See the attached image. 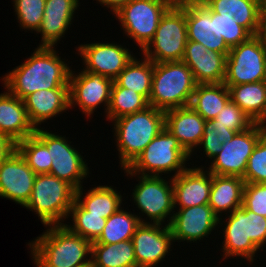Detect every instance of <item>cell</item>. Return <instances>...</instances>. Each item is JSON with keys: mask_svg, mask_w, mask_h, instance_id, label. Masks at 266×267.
I'll return each instance as SVG.
<instances>
[{"mask_svg": "<svg viewBox=\"0 0 266 267\" xmlns=\"http://www.w3.org/2000/svg\"><path fill=\"white\" fill-rule=\"evenodd\" d=\"M45 227L42 234L27 243L36 267L91 266L92 242L64 224Z\"/></svg>", "mask_w": 266, "mask_h": 267, "instance_id": "obj_2", "label": "cell"}, {"mask_svg": "<svg viewBox=\"0 0 266 267\" xmlns=\"http://www.w3.org/2000/svg\"><path fill=\"white\" fill-rule=\"evenodd\" d=\"M15 149V144L8 138L0 135V165Z\"/></svg>", "mask_w": 266, "mask_h": 267, "instance_id": "obj_44", "label": "cell"}, {"mask_svg": "<svg viewBox=\"0 0 266 267\" xmlns=\"http://www.w3.org/2000/svg\"><path fill=\"white\" fill-rule=\"evenodd\" d=\"M131 0H96V2L100 3V6H104L105 8L110 9L113 15L116 14L122 7L128 4Z\"/></svg>", "mask_w": 266, "mask_h": 267, "instance_id": "obj_43", "label": "cell"}, {"mask_svg": "<svg viewBox=\"0 0 266 267\" xmlns=\"http://www.w3.org/2000/svg\"><path fill=\"white\" fill-rule=\"evenodd\" d=\"M170 8H184L205 4L206 0H165Z\"/></svg>", "mask_w": 266, "mask_h": 267, "instance_id": "obj_45", "label": "cell"}, {"mask_svg": "<svg viewBox=\"0 0 266 267\" xmlns=\"http://www.w3.org/2000/svg\"><path fill=\"white\" fill-rule=\"evenodd\" d=\"M120 168H127L165 128V111L148 106L112 122Z\"/></svg>", "mask_w": 266, "mask_h": 267, "instance_id": "obj_4", "label": "cell"}, {"mask_svg": "<svg viewBox=\"0 0 266 267\" xmlns=\"http://www.w3.org/2000/svg\"><path fill=\"white\" fill-rule=\"evenodd\" d=\"M226 59L223 53L207 50L203 44L187 40L181 61L192 71L197 84H211L224 82Z\"/></svg>", "mask_w": 266, "mask_h": 267, "instance_id": "obj_20", "label": "cell"}, {"mask_svg": "<svg viewBox=\"0 0 266 267\" xmlns=\"http://www.w3.org/2000/svg\"><path fill=\"white\" fill-rule=\"evenodd\" d=\"M83 187L76 190L75 200L91 214L103 215L107 219L122 207L123 195L112 185H95L88 192Z\"/></svg>", "mask_w": 266, "mask_h": 267, "instance_id": "obj_28", "label": "cell"}, {"mask_svg": "<svg viewBox=\"0 0 266 267\" xmlns=\"http://www.w3.org/2000/svg\"><path fill=\"white\" fill-rule=\"evenodd\" d=\"M235 131L228 129L226 126L214 125L211 120H206L204 124L203 137L199 147L203 150L205 158L210 161L221 151L222 145L229 142L235 135Z\"/></svg>", "mask_w": 266, "mask_h": 267, "instance_id": "obj_38", "label": "cell"}, {"mask_svg": "<svg viewBox=\"0 0 266 267\" xmlns=\"http://www.w3.org/2000/svg\"><path fill=\"white\" fill-rule=\"evenodd\" d=\"M37 128L35 135L47 146L52 158L50 173L59 179L71 184L76 190L83 186V179L89 176V167L86 159L66 135L62 136L45 129ZM74 146V147H73Z\"/></svg>", "mask_w": 266, "mask_h": 267, "instance_id": "obj_10", "label": "cell"}, {"mask_svg": "<svg viewBox=\"0 0 266 267\" xmlns=\"http://www.w3.org/2000/svg\"><path fill=\"white\" fill-rule=\"evenodd\" d=\"M165 0H131L113 16L121 29L142 51L154 38L161 18L169 9Z\"/></svg>", "mask_w": 266, "mask_h": 267, "instance_id": "obj_11", "label": "cell"}, {"mask_svg": "<svg viewBox=\"0 0 266 267\" xmlns=\"http://www.w3.org/2000/svg\"><path fill=\"white\" fill-rule=\"evenodd\" d=\"M190 156L178 140L164 128L127 167L143 176L172 174V178L183 172L191 161ZM188 162V163H187ZM186 165V166H185Z\"/></svg>", "mask_w": 266, "mask_h": 267, "instance_id": "obj_7", "label": "cell"}, {"mask_svg": "<svg viewBox=\"0 0 266 267\" xmlns=\"http://www.w3.org/2000/svg\"><path fill=\"white\" fill-rule=\"evenodd\" d=\"M266 43L257 35L230 48L224 84L234 86L261 82L264 76Z\"/></svg>", "mask_w": 266, "mask_h": 267, "instance_id": "obj_12", "label": "cell"}, {"mask_svg": "<svg viewBox=\"0 0 266 267\" xmlns=\"http://www.w3.org/2000/svg\"><path fill=\"white\" fill-rule=\"evenodd\" d=\"M174 209L169 225L174 242L197 243L219 229V217L208 204Z\"/></svg>", "mask_w": 266, "mask_h": 267, "instance_id": "obj_16", "label": "cell"}, {"mask_svg": "<svg viewBox=\"0 0 266 267\" xmlns=\"http://www.w3.org/2000/svg\"><path fill=\"white\" fill-rule=\"evenodd\" d=\"M174 208L209 204L212 174L206 166L187 167L172 178Z\"/></svg>", "mask_w": 266, "mask_h": 267, "instance_id": "obj_19", "label": "cell"}, {"mask_svg": "<svg viewBox=\"0 0 266 267\" xmlns=\"http://www.w3.org/2000/svg\"><path fill=\"white\" fill-rule=\"evenodd\" d=\"M205 120L190 105L165 111V128L191 156L203 137Z\"/></svg>", "mask_w": 266, "mask_h": 267, "instance_id": "obj_23", "label": "cell"}, {"mask_svg": "<svg viewBox=\"0 0 266 267\" xmlns=\"http://www.w3.org/2000/svg\"><path fill=\"white\" fill-rule=\"evenodd\" d=\"M23 100L6 92L0 93V135L14 144L35 133Z\"/></svg>", "mask_w": 266, "mask_h": 267, "instance_id": "obj_25", "label": "cell"}, {"mask_svg": "<svg viewBox=\"0 0 266 267\" xmlns=\"http://www.w3.org/2000/svg\"><path fill=\"white\" fill-rule=\"evenodd\" d=\"M243 206L255 214L266 217V183H245Z\"/></svg>", "mask_w": 266, "mask_h": 267, "instance_id": "obj_41", "label": "cell"}, {"mask_svg": "<svg viewBox=\"0 0 266 267\" xmlns=\"http://www.w3.org/2000/svg\"><path fill=\"white\" fill-rule=\"evenodd\" d=\"M131 240L138 267L158 266L174 247L168 225L141 223Z\"/></svg>", "mask_w": 266, "mask_h": 267, "instance_id": "obj_17", "label": "cell"}, {"mask_svg": "<svg viewBox=\"0 0 266 267\" xmlns=\"http://www.w3.org/2000/svg\"><path fill=\"white\" fill-rule=\"evenodd\" d=\"M187 39L203 44L207 50L229 54L230 48L218 33L217 13L206 4L186 7Z\"/></svg>", "mask_w": 266, "mask_h": 267, "instance_id": "obj_21", "label": "cell"}, {"mask_svg": "<svg viewBox=\"0 0 266 267\" xmlns=\"http://www.w3.org/2000/svg\"><path fill=\"white\" fill-rule=\"evenodd\" d=\"M230 99L254 122L258 123L266 112V86L261 82L227 86Z\"/></svg>", "mask_w": 266, "mask_h": 267, "instance_id": "obj_31", "label": "cell"}, {"mask_svg": "<svg viewBox=\"0 0 266 267\" xmlns=\"http://www.w3.org/2000/svg\"><path fill=\"white\" fill-rule=\"evenodd\" d=\"M69 217L72 218V220L70 219L72 224L67 222L64 225L73 233L90 242H95L100 237L107 221L103 215L91 214L86 211L76 200L70 209Z\"/></svg>", "mask_w": 266, "mask_h": 267, "instance_id": "obj_35", "label": "cell"}, {"mask_svg": "<svg viewBox=\"0 0 266 267\" xmlns=\"http://www.w3.org/2000/svg\"><path fill=\"white\" fill-rule=\"evenodd\" d=\"M196 85L184 62L154 63L149 105L162 111L188 106Z\"/></svg>", "mask_w": 266, "mask_h": 267, "instance_id": "obj_5", "label": "cell"}, {"mask_svg": "<svg viewBox=\"0 0 266 267\" xmlns=\"http://www.w3.org/2000/svg\"><path fill=\"white\" fill-rule=\"evenodd\" d=\"M211 121L214 125L226 126L236 133L248 129L254 123L231 99Z\"/></svg>", "mask_w": 266, "mask_h": 267, "instance_id": "obj_40", "label": "cell"}, {"mask_svg": "<svg viewBox=\"0 0 266 267\" xmlns=\"http://www.w3.org/2000/svg\"><path fill=\"white\" fill-rule=\"evenodd\" d=\"M264 131L257 123L248 129L237 132L229 142L222 145L221 151L211 160L206 169L211 174L244 178L249 156L252 154Z\"/></svg>", "mask_w": 266, "mask_h": 267, "instance_id": "obj_13", "label": "cell"}, {"mask_svg": "<svg viewBox=\"0 0 266 267\" xmlns=\"http://www.w3.org/2000/svg\"><path fill=\"white\" fill-rule=\"evenodd\" d=\"M139 54H141V59L134 56L124 70L114 79V83L119 87L143 95L149 101L154 63L144 55L142 56V53Z\"/></svg>", "mask_w": 266, "mask_h": 267, "instance_id": "obj_30", "label": "cell"}, {"mask_svg": "<svg viewBox=\"0 0 266 267\" xmlns=\"http://www.w3.org/2000/svg\"><path fill=\"white\" fill-rule=\"evenodd\" d=\"M122 170L127 177L131 179L135 177L136 180L138 178V184L134 186L131 197L140 211L138 214L140 222L169 226L175 211L172 177L165 179L162 176H143L133 174L127 168Z\"/></svg>", "mask_w": 266, "mask_h": 267, "instance_id": "obj_8", "label": "cell"}, {"mask_svg": "<svg viewBox=\"0 0 266 267\" xmlns=\"http://www.w3.org/2000/svg\"><path fill=\"white\" fill-rule=\"evenodd\" d=\"M20 29L37 32L44 15L46 0H12Z\"/></svg>", "mask_w": 266, "mask_h": 267, "instance_id": "obj_37", "label": "cell"}, {"mask_svg": "<svg viewBox=\"0 0 266 267\" xmlns=\"http://www.w3.org/2000/svg\"><path fill=\"white\" fill-rule=\"evenodd\" d=\"M91 267H138L132 240L92 244Z\"/></svg>", "mask_w": 266, "mask_h": 267, "instance_id": "obj_32", "label": "cell"}, {"mask_svg": "<svg viewBox=\"0 0 266 267\" xmlns=\"http://www.w3.org/2000/svg\"><path fill=\"white\" fill-rule=\"evenodd\" d=\"M229 100V88L224 83L197 84L190 106L206 121L214 119Z\"/></svg>", "mask_w": 266, "mask_h": 267, "instance_id": "obj_29", "label": "cell"}, {"mask_svg": "<svg viewBox=\"0 0 266 267\" xmlns=\"http://www.w3.org/2000/svg\"><path fill=\"white\" fill-rule=\"evenodd\" d=\"M262 82L264 83V85L266 86V59H265V65H264V76H263V80Z\"/></svg>", "mask_w": 266, "mask_h": 267, "instance_id": "obj_48", "label": "cell"}, {"mask_svg": "<svg viewBox=\"0 0 266 267\" xmlns=\"http://www.w3.org/2000/svg\"><path fill=\"white\" fill-rule=\"evenodd\" d=\"M77 54L83 62V70L115 79L134 58L129 48L119 43L98 42L79 44Z\"/></svg>", "mask_w": 266, "mask_h": 267, "instance_id": "obj_15", "label": "cell"}, {"mask_svg": "<svg viewBox=\"0 0 266 267\" xmlns=\"http://www.w3.org/2000/svg\"><path fill=\"white\" fill-rule=\"evenodd\" d=\"M225 216L228 217H224L225 220L219 218V227H224L223 233L220 231L224 237L221 246L223 261L239 257L252 265L256 261L254 257H258L256 254L266 245V217L247 210L243 205Z\"/></svg>", "mask_w": 266, "mask_h": 267, "instance_id": "obj_3", "label": "cell"}, {"mask_svg": "<svg viewBox=\"0 0 266 267\" xmlns=\"http://www.w3.org/2000/svg\"><path fill=\"white\" fill-rule=\"evenodd\" d=\"M205 4L219 17L236 20L252 36L257 35L260 16L258 0H206Z\"/></svg>", "mask_w": 266, "mask_h": 267, "instance_id": "obj_27", "label": "cell"}, {"mask_svg": "<svg viewBox=\"0 0 266 267\" xmlns=\"http://www.w3.org/2000/svg\"><path fill=\"white\" fill-rule=\"evenodd\" d=\"M260 6H266V0H258Z\"/></svg>", "mask_w": 266, "mask_h": 267, "instance_id": "obj_49", "label": "cell"}, {"mask_svg": "<svg viewBox=\"0 0 266 267\" xmlns=\"http://www.w3.org/2000/svg\"><path fill=\"white\" fill-rule=\"evenodd\" d=\"M15 149L36 175L50 173L52 158L49 150L35 134L17 142Z\"/></svg>", "mask_w": 266, "mask_h": 267, "instance_id": "obj_36", "label": "cell"}, {"mask_svg": "<svg viewBox=\"0 0 266 267\" xmlns=\"http://www.w3.org/2000/svg\"><path fill=\"white\" fill-rule=\"evenodd\" d=\"M244 186L243 178L212 174L208 205L219 218L226 213L230 214L234 209L243 205Z\"/></svg>", "mask_w": 266, "mask_h": 267, "instance_id": "obj_26", "label": "cell"}, {"mask_svg": "<svg viewBox=\"0 0 266 267\" xmlns=\"http://www.w3.org/2000/svg\"><path fill=\"white\" fill-rule=\"evenodd\" d=\"M35 172L14 149L0 165V198L24 206L31 195Z\"/></svg>", "mask_w": 266, "mask_h": 267, "instance_id": "obj_18", "label": "cell"}, {"mask_svg": "<svg viewBox=\"0 0 266 267\" xmlns=\"http://www.w3.org/2000/svg\"><path fill=\"white\" fill-rule=\"evenodd\" d=\"M187 40L186 7L169 8L141 53L153 63L181 61Z\"/></svg>", "mask_w": 266, "mask_h": 267, "instance_id": "obj_9", "label": "cell"}, {"mask_svg": "<svg viewBox=\"0 0 266 267\" xmlns=\"http://www.w3.org/2000/svg\"><path fill=\"white\" fill-rule=\"evenodd\" d=\"M29 121L35 129L69 110V89L36 91L23 99Z\"/></svg>", "mask_w": 266, "mask_h": 267, "instance_id": "obj_24", "label": "cell"}, {"mask_svg": "<svg viewBox=\"0 0 266 267\" xmlns=\"http://www.w3.org/2000/svg\"><path fill=\"white\" fill-rule=\"evenodd\" d=\"M245 183H266V134L258 140L249 156L244 174Z\"/></svg>", "mask_w": 266, "mask_h": 267, "instance_id": "obj_39", "label": "cell"}, {"mask_svg": "<svg viewBox=\"0 0 266 267\" xmlns=\"http://www.w3.org/2000/svg\"><path fill=\"white\" fill-rule=\"evenodd\" d=\"M217 28L219 35L223 36L224 42L229 48L247 41L252 35L236 20L221 18L217 13Z\"/></svg>", "mask_w": 266, "mask_h": 267, "instance_id": "obj_42", "label": "cell"}, {"mask_svg": "<svg viewBox=\"0 0 266 267\" xmlns=\"http://www.w3.org/2000/svg\"><path fill=\"white\" fill-rule=\"evenodd\" d=\"M76 189L51 174H37L28 202L23 206L35 212L44 226L65 224L75 201Z\"/></svg>", "mask_w": 266, "mask_h": 267, "instance_id": "obj_6", "label": "cell"}, {"mask_svg": "<svg viewBox=\"0 0 266 267\" xmlns=\"http://www.w3.org/2000/svg\"><path fill=\"white\" fill-rule=\"evenodd\" d=\"M79 6V0H46L43 19L36 32L41 35L39 46H57L73 24Z\"/></svg>", "mask_w": 266, "mask_h": 267, "instance_id": "obj_22", "label": "cell"}, {"mask_svg": "<svg viewBox=\"0 0 266 267\" xmlns=\"http://www.w3.org/2000/svg\"><path fill=\"white\" fill-rule=\"evenodd\" d=\"M257 36L266 43V6H260L259 28Z\"/></svg>", "mask_w": 266, "mask_h": 267, "instance_id": "obj_46", "label": "cell"}, {"mask_svg": "<svg viewBox=\"0 0 266 267\" xmlns=\"http://www.w3.org/2000/svg\"><path fill=\"white\" fill-rule=\"evenodd\" d=\"M26 58L1 78L5 90L23 100L36 91L69 89L72 67L55 47L37 46Z\"/></svg>", "mask_w": 266, "mask_h": 267, "instance_id": "obj_1", "label": "cell"}, {"mask_svg": "<svg viewBox=\"0 0 266 267\" xmlns=\"http://www.w3.org/2000/svg\"><path fill=\"white\" fill-rule=\"evenodd\" d=\"M114 80L101 74L72 70L69 81V109L79 107L86 118H91L102 104L108 111ZM73 107V108H72ZM96 110V111H95Z\"/></svg>", "mask_w": 266, "mask_h": 267, "instance_id": "obj_14", "label": "cell"}, {"mask_svg": "<svg viewBox=\"0 0 266 267\" xmlns=\"http://www.w3.org/2000/svg\"><path fill=\"white\" fill-rule=\"evenodd\" d=\"M138 213L124 210L122 207L107 218L100 237L92 244H117L131 240L137 227L141 224Z\"/></svg>", "mask_w": 266, "mask_h": 267, "instance_id": "obj_33", "label": "cell"}, {"mask_svg": "<svg viewBox=\"0 0 266 267\" xmlns=\"http://www.w3.org/2000/svg\"><path fill=\"white\" fill-rule=\"evenodd\" d=\"M257 124L261 127V129L266 134V112L263 115L262 119Z\"/></svg>", "mask_w": 266, "mask_h": 267, "instance_id": "obj_47", "label": "cell"}, {"mask_svg": "<svg viewBox=\"0 0 266 267\" xmlns=\"http://www.w3.org/2000/svg\"><path fill=\"white\" fill-rule=\"evenodd\" d=\"M148 106L149 102L143 95L113 83L106 119L112 122L122 116L142 111Z\"/></svg>", "mask_w": 266, "mask_h": 267, "instance_id": "obj_34", "label": "cell"}]
</instances>
